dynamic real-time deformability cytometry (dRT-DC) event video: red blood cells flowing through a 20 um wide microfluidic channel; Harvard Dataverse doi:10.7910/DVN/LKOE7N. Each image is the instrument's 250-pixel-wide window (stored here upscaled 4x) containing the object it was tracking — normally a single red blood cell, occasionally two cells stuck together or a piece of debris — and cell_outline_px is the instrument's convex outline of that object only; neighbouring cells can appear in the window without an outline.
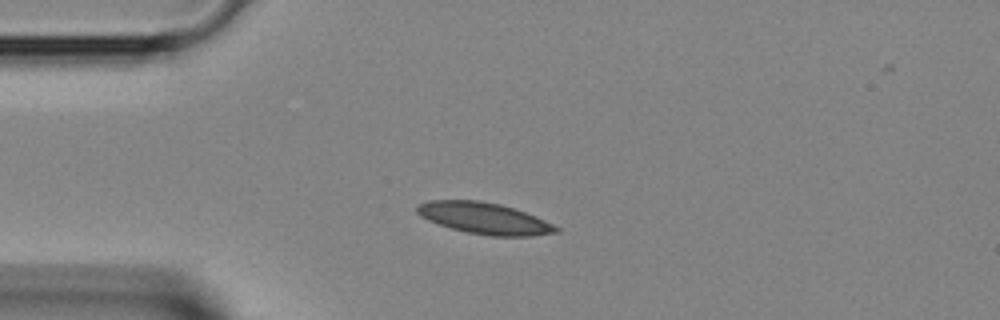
{"species": "Egyptian fruit bat (a non-hibernating species)", "species_latin": "Rousettus aegyptiacus", "temperature_condition": "room temperature", "stored_images_in_passage": 1, "camera_frame_rate_fps": 3000, "um_per_image_px": 0.085, "animal": {"sex": "female"}, "frame": {"image": 1, "passage_image": 1, "time_ms": 0.0, "image_size_px": [1000, 320], "cell_outline_px": [[560, 232], [532, 236], [488, 236], [468, 232], [452, 228], [428, 220], [420, 216], [416, 212], [416, 208], [420, 204], [432, 200], [480, 200], [500, 204], [536, 216], [560, 228]], "centroid_in_image_um": [41.19, 18.56], "position_along_channel_um": 43.8, "area_um2": 25.26}}